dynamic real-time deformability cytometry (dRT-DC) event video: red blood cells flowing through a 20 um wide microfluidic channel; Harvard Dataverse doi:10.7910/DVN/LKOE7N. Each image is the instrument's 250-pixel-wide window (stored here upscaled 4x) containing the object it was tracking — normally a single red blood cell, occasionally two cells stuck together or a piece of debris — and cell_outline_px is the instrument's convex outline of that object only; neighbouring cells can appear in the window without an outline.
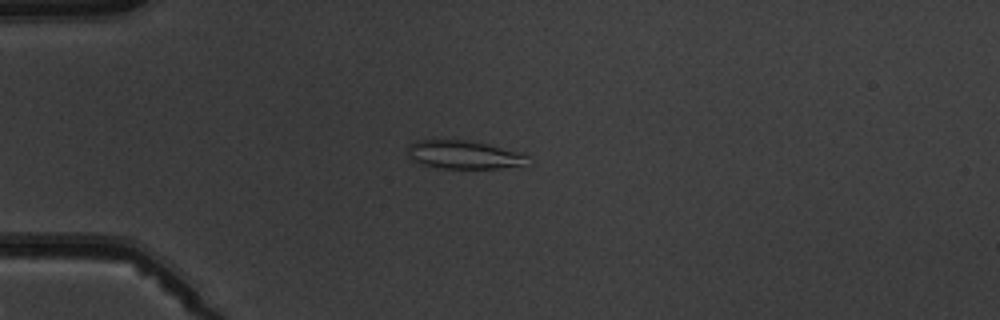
{"species": "common noctule bat (a hibernating species)", "species_latin": "Nyctalus noctula", "temperature_condition": "warm", "stored_images_in_passage": 7, "camera_frame_rate_fps": 3000, "um_per_image_px": 0.085, "animal": {"sex": "male", "body_mass_g": 19.5, "forearm_length_mm": 54.6}, "frame": {"image": 1, "passage_image": 5, "time_ms": 4.333, "image_size_px": [1000, 320], "cell_outline_px": [[528, 156], [520, 164], [500, 168], [440, 168], [420, 164], [408, 156], [408, 144], [416, 140], [464, 140], [488, 144], [524, 152]], "centroid_in_image_um": [39.37, 13.13], "position_along_channel_um": 45.6, "area_um2": 19.59}}
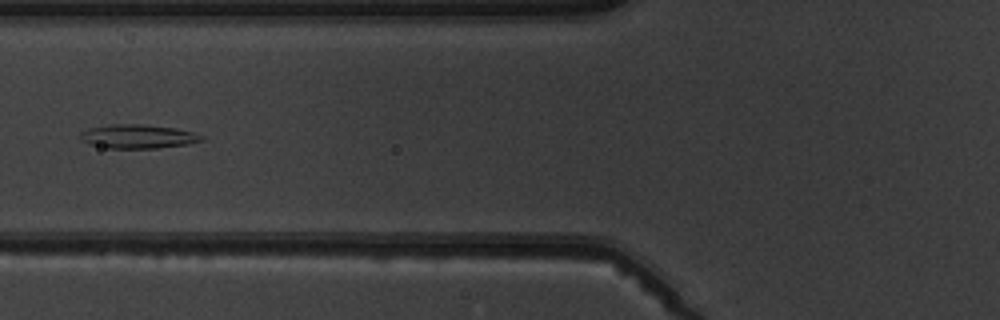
{"frame": {"image": 2, "passage_image": 7, "time_ms": 6.667, "image_size_px": [1000, 320], "cell_outline_px": [[204, 140], [188, 144], [156, 148], [108, 148], [88, 144], [80, 140], [80, 132], [88, 128], [112, 124], [140, 124], [176, 128], [192, 132], [200, 136]], "centroid_in_image_um": [11.66, 11.6], "position_along_channel_um": 114.1, "area_um2": 16.82}}